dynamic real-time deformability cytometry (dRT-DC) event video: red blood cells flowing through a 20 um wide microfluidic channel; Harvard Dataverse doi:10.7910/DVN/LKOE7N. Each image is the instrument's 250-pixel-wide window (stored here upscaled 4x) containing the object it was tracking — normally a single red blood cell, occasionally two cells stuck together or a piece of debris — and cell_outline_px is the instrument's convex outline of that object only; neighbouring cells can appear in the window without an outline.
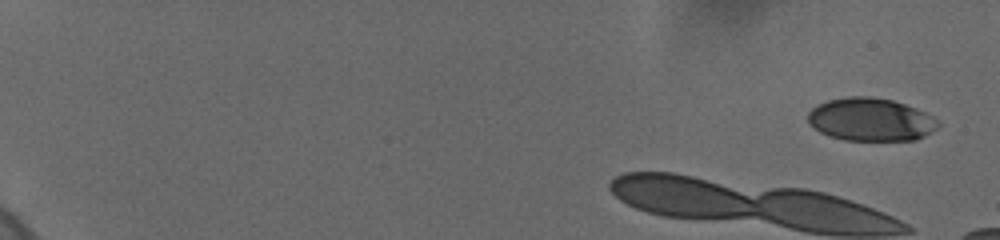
{"species": "human", "species_latin": "Homo sapiens", "temperature_condition": "cold", "stored_images_in_passage": 4, "camera_frame_rate_fps": 3000, "um_per_image_px": 0.085, "donor": {"sex": "female"}, "frame": {"image": 1, "passage_image": 1, "time_ms": 0.0, "image_size_px": [1000, 240], "cell_outline_px": [[940, 124], [936, 128], [924, 136], [916, 140], [844, 140], [820, 132], [808, 120], [808, 112], [816, 104], [828, 100], [848, 96], [868, 96], [892, 100], [916, 108], [932, 116]], "centroid_in_image_um": [74.0, 10.15], "position_along_channel_um": 11.0, "area_um2": 32.37}}